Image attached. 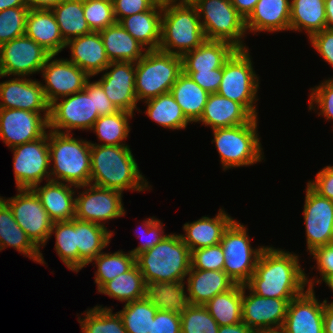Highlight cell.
<instances>
[{
    "instance_id": "34",
    "label": "cell",
    "mask_w": 333,
    "mask_h": 333,
    "mask_svg": "<svg viewBox=\"0 0 333 333\" xmlns=\"http://www.w3.org/2000/svg\"><path fill=\"white\" fill-rule=\"evenodd\" d=\"M78 272L102 253L110 243L113 232L105 226L75 218Z\"/></svg>"
},
{
    "instance_id": "22",
    "label": "cell",
    "mask_w": 333,
    "mask_h": 333,
    "mask_svg": "<svg viewBox=\"0 0 333 333\" xmlns=\"http://www.w3.org/2000/svg\"><path fill=\"white\" fill-rule=\"evenodd\" d=\"M324 306L325 300L320 303L314 290L307 288L289 302L282 327L286 333H324Z\"/></svg>"
},
{
    "instance_id": "66",
    "label": "cell",
    "mask_w": 333,
    "mask_h": 333,
    "mask_svg": "<svg viewBox=\"0 0 333 333\" xmlns=\"http://www.w3.org/2000/svg\"><path fill=\"white\" fill-rule=\"evenodd\" d=\"M255 333H286L282 326L256 330Z\"/></svg>"
},
{
    "instance_id": "62",
    "label": "cell",
    "mask_w": 333,
    "mask_h": 333,
    "mask_svg": "<svg viewBox=\"0 0 333 333\" xmlns=\"http://www.w3.org/2000/svg\"><path fill=\"white\" fill-rule=\"evenodd\" d=\"M218 333H255V330L248 327L244 322L234 325L219 326Z\"/></svg>"
},
{
    "instance_id": "31",
    "label": "cell",
    "mask_w": 333,
    "mask_h": 333,
    "mask_svg": "<svg viewBox=\"0 0 333 333\" xmlns=\"http://www.w3.org/2000/svg\"><path fill=\"white\" fill-rule=\"evenodd\" d=\"M9 246L36 263L46 264L40 249L17 224L9 205L0 196V251Z\"/></svg>"
},
{
    "instance_id": "50",
    "label": "cell",
    "mask_w": 333,
    "mask_h": 333,
    "mask_svg": "<svg viewBox=\"0 0 333 333\" xmlns=\"http://www.w3.org/2000/svg\"><path fill=\"white\" fill-rule=\"evenodd\" d=\"M224 262L221 244L199 248L191 252V269L223 270Z\"/></svg>"
},
{
    "instance_id": "9",
    "label": "cell",
    "mask_w": 333,
    "mask_h": 333,
    "mask_svg": "<svg viewBox=\"0 0 333 333\" xmlns=\"http://www.w3.org/2000/svg\"><path fill=\"white\" fill-rule=\"evenodd\" d=\"M249 49L236 50L223 65V76L217 93L240 103L257 118L256 101L259 88Z\"/></svg>"
},
{
    "instance_id": "52",
    "label": "cell",
    "mask_w": 333,
    "mask_h": 333,
    "mask_svg": "<svg viewBox=\"0 0 333 333\" xmlns=\"http://www.w3.org/2000/svg\"><path fill=\"white\" fill-rule=\"evenodd\" d=\"M143 222L144 223L142 225V229H144L143 230L144 232L143 231H142L143 233L140 232V234H138L137 237L144 238L146 236V240L144 242H141V244L138 247L130 251L135 257L141 254L142 252H145L153 248L155 245L160 243L166 236H168V234L164 235V230H163L164 228L161 221L154 218V216L152 218L150 217L145 219Z\"/></svg>"
},
{
    "instance_id": "12",
    "label": "cell",
    "mask_w": 333,
    "mask_h": 333,
    "mask_svg": "<svg viewBox=\"0 0 333 333\" xmlns=\"http://www.w3.org/2000/svg\"><path fill=\"white\" fill-rule=\"evenodd\" d=\"M99 117L94 94L82 90L50 105L49 128L60 133H70L71 129L91 130Z\"/></svg>"
},
{
    "instance_id": "24",
    "label": "cell",
    "mask_w": 333,
    "mask_h": 333,
    "mask_svg": "<svg viewBox=\"0 0 333 333\" xmlns=\"http://www.w3.org/2000/svg\"><path fill=\"white\" fill-rule=\"evenodd\" d=\"M25 35L41 45L51 55H58L66 48L55 15L51 9H29Z\"/></svg>"
},
{
    "instance_id": "19",
    "label": "cell",
    "mask_w": 333,
    "mask_h": 333,
    "mask_svg": "<svg viewBox=\"0 0 333 333\" xmlns=\"http://www.w3.org/2000/svg\"><path fill=\"white\" fill-rule=\"evenodd\" d=\"M103 72L105 73H103L98 82L109 100L119 110L134 113V110L138 109L135 91V63L124 61L110 62Z\"/></svg>"
},
{
    "instance_id": "28",
    "label": "cell",
    "mask_w": 333,
    "mask_h": 333,
    "mask_svg": "<svg viewBox=\"0 0 333 333\" xmlns=\"http://www.w3.org/2000/svg\"><path fill=\"white\" fill-rule=\"evenodd\" d=\"M234 219L219 209L214 218L202 216L201 219L183 225L184 234H180L190 251L220 244L225 229Z\"/></svg>"
},
{
    "instance_id": "21",
    "label": "cell",
    "mask_w": 333,
    "mask_h": 333,
    "mask_svg": "<svg viewBox=\"0 0 333 333\" xmlns=\"http://www.w3.org/2000/svg\"><path fill=\"white\" fill-rule=\"evenodd\" d=\"M242 285V322L253 330L280 327L287 314L288 304L292 299L261 297Z\"/></svg>"
},
{
    "instance_id": "14",
    "label": "cell",
    "mask_w": 333,
    "mask_h": 333,
    "mask_svg": "<svg viewBox=\"0 0 333 333\" xmlns=\"http://www.w3.org/2000/svg\"><path fill=\"white\" fill-rule=\"evenodd\" d=\"M51 54L26 35L0 45V70L3 77H26L40 72Z\"/></svg>"
},
{
    "instance_id": "67",
    "label": "cell",
    "mask_w": 333,
    "mask_h": 333,
    "mask_svg": "<svg viewBox=\"0 0 333 333\" xmlns=\"http://www.w3.org/2000/svg\"><path fill=\"white\" fill-rule=\"evenodd\" d=\"M326 285H328V287L332 290L333 292V276L331 278H329L326 282ZM331 304H333V301L331 302Z\"/></svg>"
},
{
    "instance_id": "43",
    "label": "cell",
    "mask_w": 333,
    "mask_h": 333,
    "mask_svg": "<svg viewBox=\"0 0 333 333\" xmlns=\"http://www.w3.org/2000/svg\"><path fill=\"white\" fill-rule=\"evenodd\" d=\"M97 264L95 272V283L97 290L106 282L112 280L120 274L128 272L136 265V257L129 251L125 254L122 250L114 253L102 252L90 263Z\"/></svg>"
},
{
    "instance_id": "25",
    "label": "cell",
    "mask_w": 333,
    "mask_h": 333,
    "mask_svg": "<svg viewBox=\"0 0 333 333\" xmlns=\"http://www.w3.org/2000/svg\"><path fill=\"white\" fill-rule=\"evenodd\" d=\"M254 117L240 104L218 93L208 96L203 113L197 122L212 130L249 123Z\"/></svg>"
},
{
    "instance_id": "20",
    "label": "cell",
    "mask_w": 333,
    "mask_h": 333,
    "mask_svg": "<svg viewBox=\"0 0 333 333\" xmlns=\"http://www.w3.org/2000/svg\"><path fill=\"white\" fill-rule=\"evenodd\" d=\"M0 108L21 109L50 116L48 104L40 81L16 77L0 82Z\"/></svg>"
},
{
    "instance_id": "64",
    "label": "cell",
    "mask_w": 333,
    "mask_h": 333,
    "mask_svg": "<svg viewBox=\"0 0 333 333\" xmlns=\"http://www.w3.org/2000/svg\"><path fill=\"white\" fill-rule=\"evenodd\" d=\"M15 7H27L26 0H0V12Z\"/></svg>"
},
{
    "instance_id": "40",
    "label": "cell",
    "mask_w": 333,
    "mask_h": 333,
    "mask_svg": "<svg viewBox=\"0 0 333 333\" xmlns=\"http://www.w3.org/2000/svg\"><path fill=\"white\" fill-rule=\"evenodd\" d=\"M204 306L219 326L242 322V284L217 294Z\"/></svg>"
},
{
    "instance_id": "8",
    "label": "cell",
    "mask_w": 333,
    "mask_h": 333,
    "mask_svg": "<svg viewBox=\"0 0 333 333\" xmlns=\"http://www.w3.org/2000/svg\"><path fill=\"white\" fill-rule=\"evenodd\" d=\"M196 7L206 39L230 43L237 50L248 49L243 44L245 19L230 0H190Z\"/></svg>"
},
{
    "instance_id": "7",
    "label": "cell",
    "mask_w": 333,
    "mask_h": 333,
    "mask_svg": "<svg viewBox=\"0 0 333 333\" xmlns=\"http://www.w3.org/2000/svg\"><path fill=\"white\" fill-rule=\"evenodd\" d=\"M257 123L258 117H254L243 125L213 130L212 143L216 145L224 170L250 166L264 159Z\"/></svg>"
},
{
    "instance_id": "44",
    "label": "cell",
    "mask_w": 333,
    "mask_h": 333,
    "mask_svg": "<svg viewBox=\"0 0 333 333\" xmlns=\"http://www.w3.org/2000/svg\"><path fill=\"white\" fill-rule=\"evenodd\" d=\"M55 233V250L68 269L78 272V248L76 246L75 218L53 222L50 237Z\"/></svg>"
},
{
    "instance_id": "2",
    "label": "cell",
    "mask_w": 333,
    "mask_h": 333,
    "mask_svg": "<svg viewBox=\"0 0 333 333\" xmlns=\"http://www.w3.org/2000/svg\"><path fill=\"white\" fill-rule=\"evenodd\" d=\"M90 184L120 191L151 189L128 145L91 143Z\"/></svg>"
},
{
    "instance_id": "45",
    "label": "cell",
    "mask_w": 333,
    "mask_h": 333,
    "mask_svg": "<svg viewBox=\"0 0 333 333\" xmlns=\"http://www.w3.org/2000/svg\"><path fill=\"white\" fill-rule=\"evenodd\" d=\"M113 308L96 305L92 309H87L85 317H78V322L83 333H127L122 319Z\"/></svg>"
},
{
    "instance_id": "30",
    "label": "cell",
    "mask_w": 333,
    "mask_h": 333,
    "mask_svg": "<svg viewBox=\"0 0 333 333\" xmlns=\"http://www.w3.org/2000/svg\"><path fill=\"white\" fill-rule=\"evenodd\" d=\"M163 0L152 9L122 18L120 25L147 50H158L161 41Z\"/></svg>"
},
{
    "instance_id": "59",
    "label": "cell",
    "mask_w": 333,
    "mask_h": 333,
    "mask_svg": "<svg viewBox=\"0 0 333 333\" xmlns=\"http://www.w3.org/2000/svg\"><path fill=\"white\" fill-rule=\"evenodd\" d=\"M307 184L320 196L333 201V166L324 167L317 173L316 179Z\"/></svg>"
},
{
    "instance_id": "26",
    "label": "cell",
    "mask_w": 333,
    "mask_h": 333,
    "mask_svg": "<svg viewBox=\"0 0 333 333\" xmlns=\"http://www.w3.org/2000/svg\"><path fill=\"white\" fill-rule=\"evenodd\" d=\"M189 303L205 305L217 294L232 289L236 283L223 270L190 269L187 274Z\"/></svg>"
},
{
    "instance_id": "36",
    "label": "cell",
    "mask_w": 333,
    "mask_h": 333,
    "mask_svg": "<svg viewBox=\"0 0 333 333\" xmlns=\"http://www.w3.org/2000/svg\"><path fill=\"white\" fill-rule=\"evenodd\" d=\"M302 29L309 38L326 29L325 0H291L289 31Z\"/></svg>"
},
{
    "instance_id": "56",
    "label": "cell",
    "mask_w": 333,
    "mask_h": 333,
    "mask_svg": "<svg viewBox=\"0 0 333 333\" xmlns=\"http://www.w3.org/2000/svg\"><path fill=\"white\" fill-rule=\"evenodd\" d=\"M151 333H181L180 315L157 310L151 323Z\"/></svg>"
},
{
    "instance_id": "35",
    "label": "cell",
    "mask_w": 333,
    "mask_h": 333,
    "mask_svg": "<svg viewBox=\"0 0 333 333\" xmlns=\"http://www.w3.org/2000/svg\"><path fill=\"white\" fill-rule=\"evenodd\" d=\"M184 288L183 281L147 283L144 298L158 311L182 315L190 305Z\"/></svg>"
},
{
    "instance_id": "51",
    "label": "cell",
    "mask_w": 333,
    "mask_h": 333,
    "mask_svg": "<svg viewBox=\"0 0 333 333\" xmlns=\"http://www.w3.org/2000/svg\"><path fill=\"white\" fill-rule=\"evenodd\" d=\"M309 110L315 106L320 108L318 116L323 115L326 120H333V78L325 80L311 89Z\"/></svg>"
},
{
    "instance_id": "39",
    "label": "cell",
    "mask_w": 333,
    "mask_h": 333,
    "mask_svg": "<svg viewBox=\"0 0 333 333\" xmlns=\"http://www.w3.org/2000/svg\"><path fill=\"white\" fill-rule=\"evenodd\" d=\"M51 10L66 42L92 32L84 18L83 0H63Z\"/></svg>"
},
{
    "instance_id": "55",
    "label": "cell",
    "mask_w": 333,
    "mask_h": 333,
    "mask_svg": "<svg viewBox=\"0 0 333 333\" xmlns=\"http://www.w3.org/2000/svg\"><path fill=\"white\" fill-rule=\"evenodd\" d=\"M209 94L217 93L223 76V68L212 71H183Z\"/></svg>"
},
{
    "instance_id": "33",
    "label": "cell",
    "mask_w": 333,
    "mask_h": 333,
    "mask_svg": "<svg viewBox=\"0 0 333 333\" xmlns=\"http://www.w3.org/2000/svg\"><path fill=\"white\" fill-rule=\"evenodd\" d=\"M110 62H134L141 59L147 49L133 38L119 22L99 31Z\"/></svg>"
},
{
    "instance_id": "23",
    "label": "cell",
    "mask_w": 333,
    "mask_h": 333,
    "mask_svg": "<svg viewBox=\"0 0 333 333\" xmlns=\"http://www.w3.org/2000/svg\"><path fill=\"white\" fill-rule=\"evenodd\" d=\"M67 47L71 51V58L68 60L90 77L102 73L110 64L99 32L92 31L89 34L69 39L66 42Z\"/></svg>"
},
{
    "instance_id": "13",
    "label": "cell",
    "mask_w": 333,
    "mask_h": 333,
    "mask_svg": "<svg viewBox=\"0 0 333 333\" xmlns=\"http://www.w3.org/2000/svg\"><path fill=\"white\" fill-rule=\"evenodd\" d=\"M16 196L4 197L17 224L40 249L50 238L53 221L32 189H17Z\"/></svg>"
},
{
    "instance_id": "4",
    "label": "cell",
    "mask_w": 333,
    "mask_h": 333,
    "mask_svg": "<svg viewBox=\"0 0 333 333\" xmlns=\"http://www.w3.org/2000/svg\"><path fill=\"white\" fill-rule=\"evenodd\" d=\"M72 136L70 133L49 130L50 162L53 163L50 180L65 182L76 188L90 183L91 142Z\"/></svg>"
},
{
    "instance_id": "38",
    "label": "cell",
    "mask_w": 333,
    "mask_h": 333,
    "mask_svg": "<svg viewBox=\"0 0 333 333\" xmlns=\"http://www.w3.org/2000/svg\"><path fill=\"white\" fill-rule=\"evenodd\" d=\"M146 283L142 272L135 265L131 270L104 283L98 293L108 295L121 302H132L144 298Z\"/></svg>"
},
{
    "instance_id": "6",
    "label": "cell",
    "mask_w": 333,
    "mask_h": 333,
    "mask_svg": "<svg viewBox=\"0 0 333 333\" xmlns=\"http://www.w3.org/2000/svg\"><path fill=\"white\" fill-rule=\"evenodd\" d=\"M135 91L138 102L170 92L183 72L182 57L160 50H147L135 63Z\"/></svg>"
},
{
    "instance_id": "42",
    "label": "cell",
    "mask_w": 333,
    "mask_h": 333,
    "mask_svg": "<svg viewBox=\"0 0 333 333\" xmlns=\"http://www.w3.org/2000/svg\"><path fill=\"white\" fill-rule=\"evenodd\" d=\"M129 118H133V113L124 110L100 116L91 128L98 136L99 141L103 142L98 145H126L124 139L128 137L131 130Z\"/></svg>"
},
{
    "instance_id": "53",
    "label": "cell",
    "mask_w": 333,
    "mask_h": 333,
    "mask_svg": "<svg viewBox=\"0 0 333 333\" xmlns=\"http://www.w3.org/2000/svg\"><path fill=\"white\" fill-rule=\"evenodd\" d=\"M310 254L313 255L314 260H316V269H318L322 277L321 279L309 280L308 276H306L307 288L314 290V283L320 284L322 281L326 282L333 276V243L318 247Z\"/></svg>"
},
{
    "instance_id": "32",
    "label": "cell",
    "mask_w": 333,
    "mask_h": 333,
    "mask_svg": "<svg viewBox=\"0 0 333 333\" xmlns=\"http://www.w3.org/2000/svg\"><path fill=\"white\" fill-rule=\"evenodd\" d=\"M237 49L224 41L206 39L196 49L182 56L183 71H212L223 68Z\"/></svg>"
},
{
    "instance_id": "18",
    "label": "cell",
    "mask_w": 333,
    "mask_h": 333,
    "mask_svg": "<svg viewBox=\"0 0 333 333\" xmlns=\"http://www.w3.org/2000/svg\"><path fill=\"white\" fill-rule=\"evenodd\" d=\"M303 209L307 250L333 243V201L320 196L308 184Z\"/></svg>"
},
{
    "instance_id": "1",
    "label": "cell",
    "mask_w": 333,
    "mask_h": 333,
    "mask_svg": "<svg viewBox=\"0 0 333 333\" xmlns=\"http://www.w3.org/2000/svg\"><path fill=\"white\" fill-rule=\"evenodd\" d=\"M306 276L298 255L267 246L244 285L261 297L294 299L306 291Z\"/></svg>"
},
{
    "instance_id": "15",
    "label": "cell",
    "mask_w": 333,
    "mask_h": 333,
    "mask_svg": "<svg viewBox=\"0 0 333 333\" xmlns=\"http://www.w3.org/2000/svg\"><path fill=\"white\" fill-rule=\"evenodd\" d=\"M80 188H85V190L75 196L76 219L105 226L104 222L107 220L125 215L122 203L123 196L120 191L99 187L90 183L76 187V189Z\"/></svg>"
},
{
    "instance_id": "11",
    "label": "cell",
    "mask_w": 333,
    "mask_h": 333,
    "mask_svg": "<svg viewBox=\"0 0 333 333\" xmlns=\"http://www.w3.org/2000/svg\"><path fill=\"white\" fill-rule=\"evenodd\" d=\"M17 189H32L45 178L50 180L48 132L38 140L12 148Z\"/></svg>"
},
{
    "instance_id": "47",
    "label": "cell",
    "mask_w": 333,
    "mask_h": 333,
    "mask_svg": "<svg viewBox=\"0 0 333 333\" xmlns=\"http://www.w3.org/2000/svg\"><path fill=\"white\" fill-rule=\"evenodd\" d=\"M180 318L181 333H218L219 325L204 305L190 304Z\"/></svg>"
},
{
    "instance_id": "3",
    "label": "cell",
    "mask_w": 333,
    "mask_h": 333,
    "mask_svg": "<svg viewBox=\"0 0 333 333\" xmlns=\"http://www.w3.org/2000/svg\"><path fill=\"white\" fill-rule=\"evenodd\" d=\"M205 40L197 9L190 0H163L158 50L182 57Z\"/></svg>"
},
{
    "instance_id": "58",
    "label": "cell",
    "mask_w": 333,
    "mask_h": 333,
    "mask_svg": "<svg viewBox=\"0 0 333 333\" xmlns=\"http://www.w3.org/2000/svg\"><path fill=\"white\" fill-rule=\"evenodd\" d=\"M309 39L313 48L333 67V29L326 28Z\"/></svg>"
},
{
    "instance_id": "10",
    "label": "cell",
    "mask_w": 333,
    "mask_h": 333,
    "mask_svg": "<svg viewBox=\"0 0 333 333\" xmlns=\"http://www.w3.org/2000/svg\"><path fill=\"white\" fill-rule=\"evenodd\" d=\"M245 227L233 220L225 229L220 242L225 259L223 271L236 284L242 285L255 272L260 254L265 249V246L253 249Z\"/></svg>"
},
{
    "instance_id": "5",
    "label": "cell",
    "mask_w": 333,
    "mask_h": 333,
    "mask_svg": "<svg viewBox=\"0 0 333 333\" xmlns=\"http://www.w3.org/2000/svg\"><path fill=\"white\" fill-rule=\"evenodd\" d=\"M145 283L184 281L191 269V251L181 235L168 234L153 248L136 256Z\"/></svg>"
},
{
    "instance_id": "17",
    "label": "cell",
    "mask_w": 333,
    "mask_h": 333,
    "mask_svg": "<svg viewBox=\"0 0 333 333\" xmlns=\"http://www.w3.org/2000/svg\"><path fill=\"white\" fill-rule=\"evenodd\" d=\"M49 117L38 112L0 108V139L11 149L38 140L48 132Z\"/></svg>"
},
{
    "instance_id": "60",
    "label": "cell",
    "mask_w": 333,
    "mask_h": 333,
    "mask_svg": "<svg viewBox=\"0 0 333 333\" xmlns=\"http://www.w3.org/2000/svg\"><path fill=\"white\" fill-rule=\"evenodd\" d=\"M237 12L246 19L259 0H230Z\"/></svg>"
},
{
    "instance_id": "29",
    "label": "cell",
    "mask_w": 333,
    "mask_h": 333,
    "mask_svg": "<svg viewBox=\"0 0 333 333\" xmlns=\"http://www.w3.org/2000/svg\"><path fill=\"white\" fill-rule=\"evenodd\" d=\"M290 0H259L245 19L246 32L289 30Z\"/></svg>"
},
{
    "instance_id": "27",
    "label": "cell",
    "mask_w": 333,
    "mask_h": 333,
    "mask_svg": "<svg viewBox=\"0 0 333 333\" xmlns=\"http://www.w3.org/2000/svg\"><path fill=\"white\" fill-rule=\"evenodd\" d=\"M74 185L49 180L44 186H34L42 206L53 222L68 221L75 218Z\"/></svg>"
},
{
    "instance_id": "61",
    "label": "cell",
    "mask_w": 333,
    "mask_h": 333,
    "mask_svg": "<svg viewBox=\"0 0 333 333\" xmlns=\"http://www.w3.org/2000/svg\"><path fill=\"white\" fill-rule=\"evenodd\" d=\"M327 302L328 301L325 299L323 329L324 333H333V304Z\"/></svg>"
},
{
    "instance_id": "63",
    "label": "cell",
    "mask_w": 333,
    "mask_h": 333,
    "mask_svg": "<svg viewBox=\"0 0 333 333\" xmlns=\"http://www.w3.org/2000/svg\"><path fill=\"white\" fill-rule=\"evenodd\" d=\"M63 0H26L29 9H52Z\"/></svg>"
},
{
    "instance_id": "46",
    "label": "cell",
    "mask_w": 333,
    "mask_h": 333,
    "mask_svg": "<svg viewBox=\"0 0 333 333\" xmlns=\"http://www.w3.org/2000/svg\"><path fill=\"white\" fill-rule=\"evenodd\" d=\"M156 312L157 308L142 298L126 303L124 308L117 313L121 317L127 333H151V323Z\"/></svg>"
},
{
    "instance_id": "49",
    "label": "cell",
    "mask_w": 333,
    "mask_h": 333,
    "mask_svg": "<svg viewBox=\"0 0 333 333\" xmlns=\"http://www.w3.org/2000/svg\"><path fill=\"white\" fill-rule=\"evenodd\" d=\"M28 7L8 8L0 12V45L25 35Z\"/></svg>"
},
{
    "instance_id": "16",
    "label": "cell",
    "mask_w": 333,
    "mask_h": 333,
    "mask_svg": "<svg viewBox=\"0 0 333 333\" xmlns=\"http://www.w3.org/2000/svg\"><path fill=\"white\" fill-rule=\"evenodd\" d=\"M57 55H50L42 67L41 83L45 98L49 105L66 96L84 90L90 76L67 59H53Z\"/></svg>"
},
{
    "instance_id": "41",
    "label": "cell",
    "mask_w": 333,
    "mask_h": 333,
    "mask_svg": "<svg viewBox=\"0 0 333 333\" xmlns=\"http://www.w3.org/2000/svg\"><path fill=\"white\" fill-rule=\"evenodd\" d=\"M144 103L147 104L145 114L164 128L185 129L191 123L170 92L144 101Z\"/></svg>"
},
{
    "instance_id": "65",
    "label": "cell",
    "mask_w": 333,
    "mask_h": 333,
    "mask_svg": "<svg viewBox=\"0 0 333 333\" xmlns=\"http://www.w3.org/2000/svg\"><path fill=\"white\" fill-rule=\"evenodd\" d=\"M326 28L333 29V0H325Z\"/></svg>"
},
{
    "instance_id": "37",
    "label": "cell",
    "mask_w": 333,
    "mask_h": 333,
    "mask_svg": "<svg viewBox=\"0 0 333 333\" xmlns=\"http://www.w3.org/2000/svg\"><path fill=\"white\" fill-rule=\"evenodd\" d=\"M170 93L191 123L200 119L209 96L207 91L182 72Z\"/></svg>"
},
{
    "instance_id": "57",
    "label": "cell",
    "mask_w": 333,
    "mask_h": 333,
    "mask_svg": "<svg viewBox=\"0 0 333 333\" xmlns=\"http://www.w3.org/2000/svg\"><path fill=\"white\" fill-rule=\"evenodd\" d=\"M84 90L88 94H94L95 109H97L99 116L110 115L119 111L114 103L109 100L98 81L90 82L88 79Z\"/></svg>"
},
{
    "instance_id": "48",
    "label": "cell",
    "mask_w": 333,
    "mask_h": 333,
    "mask_svg": "<svg viewBox=\"0 0 333 333\" xmlns=\"http://www.w3.org/2000/svg\"><path fill=\"white\" fill-rule=\"evenodd\" d=\"M83 11L89 28L94 32L117 22L112 0H83Z\"/></svg>"
},
{
    "instance_id": "54",
    "label": "cell",
    "mask_w": 333,
    "mask_h": 333,
    "mask_svg": "<svg viewBox=\"0 0 333 333\" xmlns=\"http://www.w3.org/2000/svg\"><path fill=\"white\" fill-rule=\"evenodd\" d=\"M160 0H112L117 22L122 18L152 9Z\"/></svg>"
}]
</instances>
